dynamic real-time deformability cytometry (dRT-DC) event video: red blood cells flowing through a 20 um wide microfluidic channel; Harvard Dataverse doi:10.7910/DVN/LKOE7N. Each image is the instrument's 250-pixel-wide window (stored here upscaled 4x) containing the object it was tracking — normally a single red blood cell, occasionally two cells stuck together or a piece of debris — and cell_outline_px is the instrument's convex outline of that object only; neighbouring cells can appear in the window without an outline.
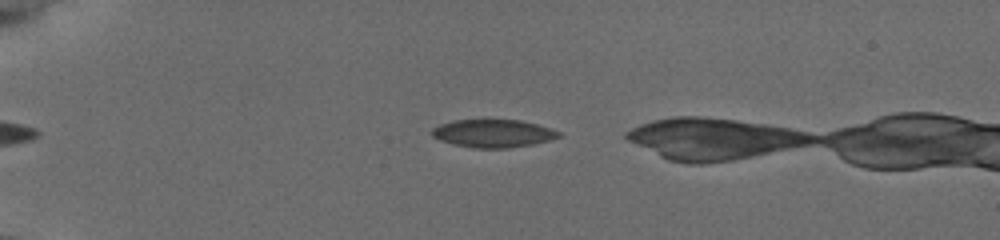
{"species": "common noctule bat (a hibernating species)", "species_latin": "Nyctalus noctula", "temperature_condition": "cold", "stored_images_in_passage": 6, "camera_frame_rate_fps": 3000, "um_per_image_px": 0.085, "animal": {"sex": "female", "body_mass_g": 19.5, "forearm_length_mm": 54.1}, "frame": {"image": 1, "passage_image": 3, "time_ms": 0.667, "image_size_px": [1000, 240], "cell_outline_px": [[564, 136], [532, 144], [508, 148], [476, 148], [452, 144], [440, 140], [432, 136], [432, 128], [440, 124], [452, 120], [520, 120], [536, 124], [560, 132]], "centroid_in_image_um": [41.9, 11.34], "position_along_channel_um": 43.1, "area_um2": 20.52}}